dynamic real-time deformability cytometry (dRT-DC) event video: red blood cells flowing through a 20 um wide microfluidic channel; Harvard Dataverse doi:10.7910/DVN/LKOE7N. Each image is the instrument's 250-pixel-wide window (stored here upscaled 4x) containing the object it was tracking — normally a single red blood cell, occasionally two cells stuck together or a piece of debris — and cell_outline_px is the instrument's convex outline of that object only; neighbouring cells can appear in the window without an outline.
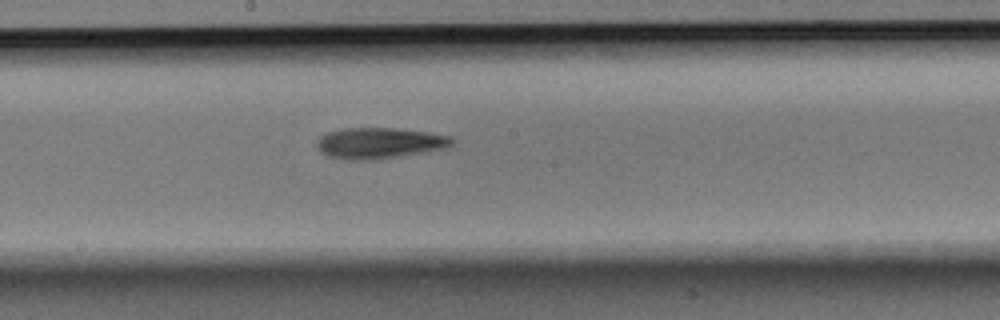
{"species": "Egyptian fruit bat (a non-hibernating species)", "species_latin": "Rousettus aegyptiacus", "temperature_condition": "room temperature", "stored_images_in_passage": 8, "camera_frame_rate_fps": 3000, "um_per_image_px": 0.085, "animal": {"sex": "male"}, "frame": {"image": 1, "passage_image": 8, "time_ms": 2.333, "image_size_px": [1000, 320], "cell_outline_px": [[456, 140], [448, 148], [372, 160], [352, 160], [328, 156], [320, 152], [316, 148], [316, 140], [320, 136], [328, 132], [340, 128], [392, 128], [428, 132], [452, 136]], "centroid_in_image_um": [32.24, 12.15], "position_along_channel_um": 216.0, "area_um2": 24.51}}